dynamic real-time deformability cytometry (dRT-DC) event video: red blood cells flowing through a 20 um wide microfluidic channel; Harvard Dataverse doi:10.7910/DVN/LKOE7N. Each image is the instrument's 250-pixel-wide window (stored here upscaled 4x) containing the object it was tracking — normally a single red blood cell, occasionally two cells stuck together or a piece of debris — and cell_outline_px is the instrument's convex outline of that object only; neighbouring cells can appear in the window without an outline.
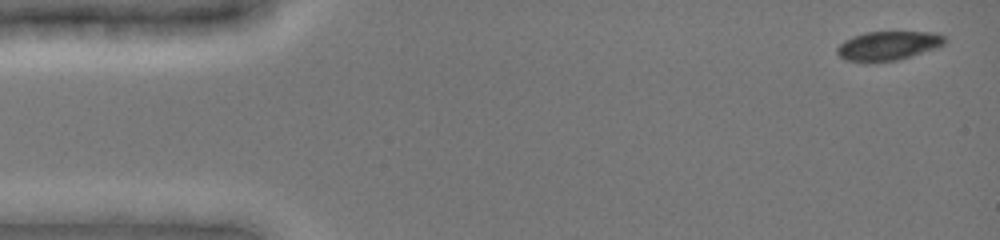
{"species": "common noctule bat (a hibernating species)", "species_latin": "Nyctalus noctula", "temperature_condition": "cold", "stored_images_in_passage": 17, "camera_frame_rate_fps": 3000, "um_per_image_px": 0.085, "animal": {"sex": "female", "body_mass_g": 19.0, "forearm_length_mm": 51.5}, "frame": {"image": 1, "passage_image": 1, "time_ms": 0.0, "image_size_px": [1000, 240], "cell_outline_px": [[948, 40], [944, 44], [936, 48], [896, 60], [848, 60], [840, 56], [836, 52], [836, 48], [844, 40], [852, 36], [864, 32], [940, 32]], "centroid_in_image_um": [75.54, 3.84], "position_along_channel_um": 9.5, "area_um2": 17.86}}
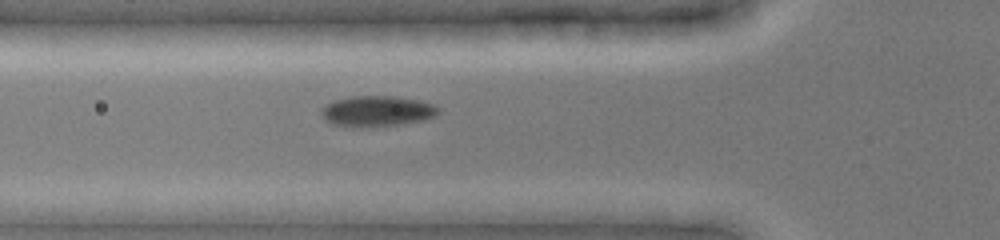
{"frame": {"image": 2, "passage_image": 8, "time_ms": 5.0, "image_size_px": [1000, 240], "cell_outline_px": [[440, 112], [436, 116], [424, 120], [400, 124], [368, 128], [352, 128], [332, 124], [324, 120], [320, 112], [320, 108], [336, 100], [352, 96], [392, 96], [416, 100], [432, 104], [440, 108]], "centroid_in_image_um": [32.02, 9.48], "position_along_channel_um": 93.8, "area_um2": 21.21}}
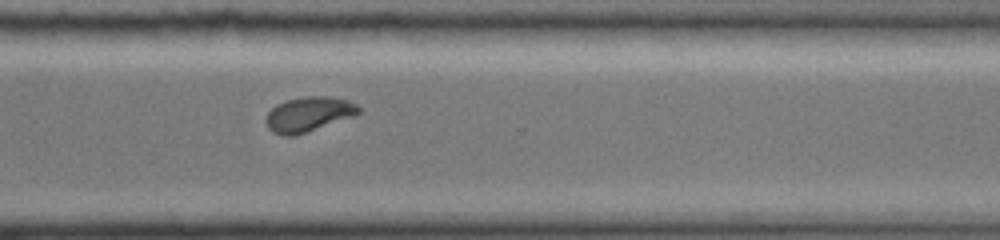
{"frame": {"image": 3, "passage_image": 17, "time_ms": 11.333, "image_size_px": [1000, 240], "cell_outline_px": [[360, 112], [356, 116], [296, 136], [284, 136], [272, 132], [268, 128], [264, 120], [268, 112], [276, 104], [288, 100], [304, 96], [328, 96], [348, 100], [356, 104], [360, 108]], "centroid_in_image_um": [26.23, 9.72], "position_along_channel_um": 344.4, "area_um2": 19.13}}